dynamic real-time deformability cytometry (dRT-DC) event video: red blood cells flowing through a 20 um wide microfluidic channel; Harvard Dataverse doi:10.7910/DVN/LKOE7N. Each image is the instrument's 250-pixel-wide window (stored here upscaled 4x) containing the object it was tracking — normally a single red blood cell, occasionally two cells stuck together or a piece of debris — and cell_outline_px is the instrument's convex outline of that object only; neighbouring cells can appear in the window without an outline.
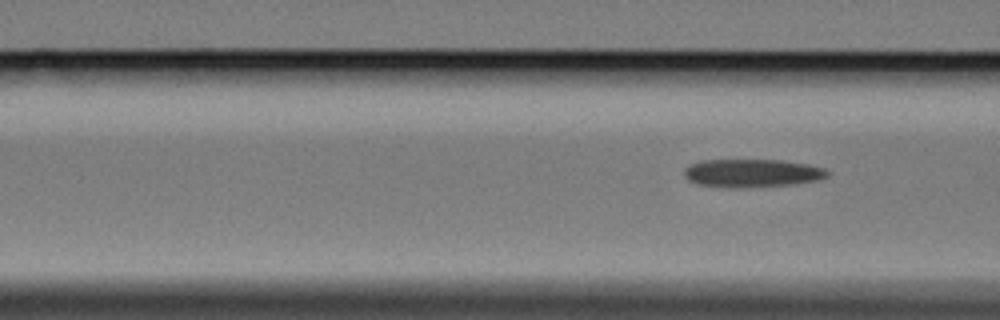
{"species": "Egyptian fruit bat (a non-hibernating species)", "species_latin": "Rousettus aegyptiacus", "temperature_condition": "cold", "stored_images_in_passage": 4, "segment_of_instrument_passage": [2, 2], "camera_frame_rate_fps": 3000, "um_per_image_px": 0.085, "animal": {"sex": "female"}, "frame": {"image": 1, "passage_image": 4, "time_ms": 3.667, "image_size_px": [1000, 320], "cell_outline_px": [[828, 176], [820, 180], [792, 184], [740, 188], [728, 188], [696, 184], [688, 180], [684, 176], [684, 168], [688, 164], [700, 160], [784, 160], [808, 164], [824, 168], [828, 172]], "centroid_in_image_um": [63.88, 14.71], "position_along_channel_um": 102.7, "area_um2": 23.81}}